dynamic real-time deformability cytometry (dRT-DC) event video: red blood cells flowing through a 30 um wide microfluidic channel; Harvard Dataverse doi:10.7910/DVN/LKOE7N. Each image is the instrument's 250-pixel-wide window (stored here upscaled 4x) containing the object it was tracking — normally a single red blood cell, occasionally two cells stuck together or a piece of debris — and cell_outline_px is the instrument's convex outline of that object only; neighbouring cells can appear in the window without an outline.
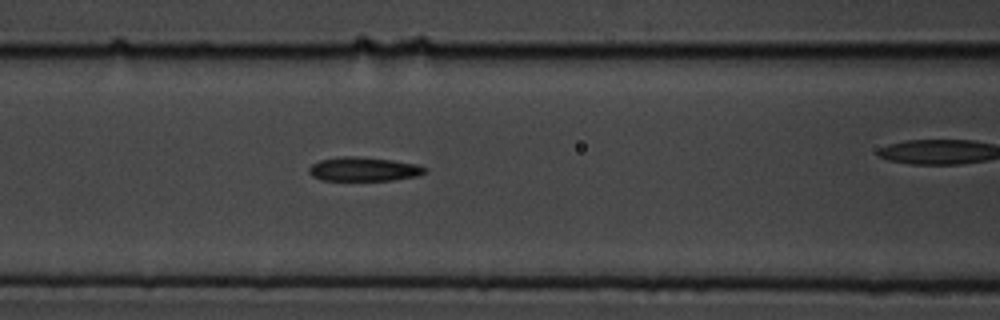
{"species": "common noctule bat (a hibernating species)", "species_latin": "Nyctalus noctula", "temperature_condition": "cold", "stored_images_in_passage": 9, "camera_frame_rate_fps": 3000, "um_per_image_px": 0.085, "animal": {"sex": "male", "body_mass_g": 19.5, "forearm_length_mm": 54.6}, "frame": {"image": 1, "passage_image": 8, "time_ms": 2.333, "image_size_px": [1000, 320], "cell_outline_px": [[428, 168], [424, 172], [416, 176], [392, 180], [320, 180], [312, 176], [308, 172], [308, 168], [312, 164], [320, 160], [340, 156], [356, 156], [392, 160], [416, 164]], "centroid_in_image_um": [30.87, 14.37], "position_along_channel_um": 135.7, "area_um2": 16.18}}